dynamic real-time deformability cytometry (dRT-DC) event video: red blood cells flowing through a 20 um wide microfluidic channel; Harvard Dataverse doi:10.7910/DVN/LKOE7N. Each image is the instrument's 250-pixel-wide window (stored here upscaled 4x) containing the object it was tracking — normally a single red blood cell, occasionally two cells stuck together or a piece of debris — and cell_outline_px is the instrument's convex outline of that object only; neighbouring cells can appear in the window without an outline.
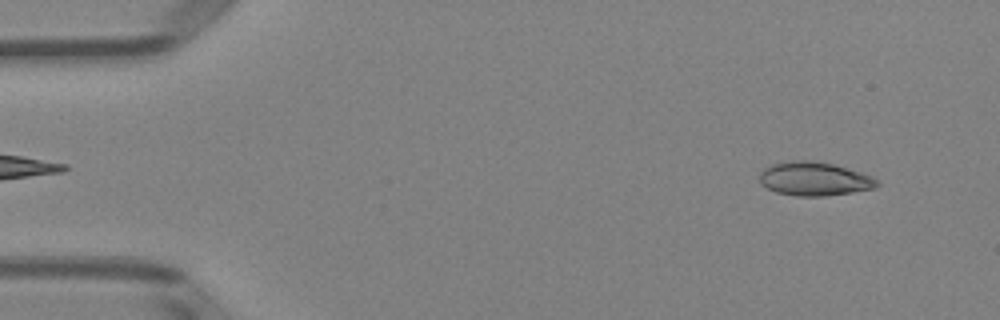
{"species": "Egyptian fruit bat (a non-hibernating species)", "species_latin": "Rousettus aegyptiacus", "temperature_condition": "room temperature", "stored_images_in_passage": 5, "segment_of_instrument_passage": [2, 2], "camera_frame_rate_fps": 3000, "um_per_image_px": 0.085, "animal": {"sex": "female"}, "frame": {"image": 1, "passage_image": 5, "time_ms": 5.667, "image_size_px": [1000, 320], "cell_outline_px": [[880, 184], [876, 188], [852, 192], [824, 196], [796, 196], [776, 192], [760, 184], [760, 172], [764, 168], [772, 164], [792, 160], [816, 160], [832, 164], [860, 172], [872, 176]], "centroid_in_image_um": [69.2, 15.2], "position_along_channel_um": 15.8, "area_um2": 23.12}}